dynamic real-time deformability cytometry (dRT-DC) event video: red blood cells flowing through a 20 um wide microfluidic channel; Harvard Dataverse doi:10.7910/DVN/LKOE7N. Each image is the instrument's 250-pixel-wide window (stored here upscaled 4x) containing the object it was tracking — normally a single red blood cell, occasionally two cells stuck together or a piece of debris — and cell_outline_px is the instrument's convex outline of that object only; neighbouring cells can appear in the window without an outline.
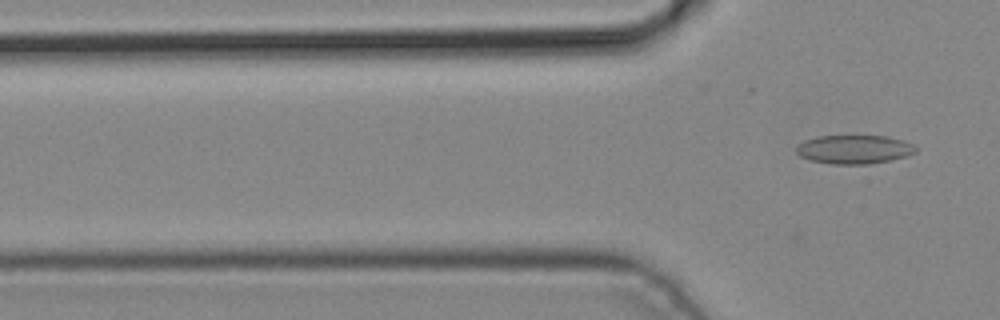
{"species": "common noctule bat (a hibernating species)", "species_latin": "Nyctalus noctula", "temperature_condition": "cold", "stored_images_in_passage": 3, "camera_frame_rate_fps": 3000, "um_per_image_px": 0.085, "animal": {"sex": "male", "body_mass_g": 19.2, "forearm_length_mm": 51.8}, "frame": {"image": 1, "passage_image": 3, "time_ms": 0.667, "image_size_px": [1000, 320], "cell_outline_px": [[916, 152], [892, 160], [868, 164], [832, 164], [812, 160], [800, 156], [796, 152], [796, 144], [804, 140], [816, 136], [884, 136], [904, 140], [912, 144], [916, 148]], "centroid_in_image_um": [72.57, 12.69], "position_along_channel_um": 53.2, "area_um2": 20.0}}